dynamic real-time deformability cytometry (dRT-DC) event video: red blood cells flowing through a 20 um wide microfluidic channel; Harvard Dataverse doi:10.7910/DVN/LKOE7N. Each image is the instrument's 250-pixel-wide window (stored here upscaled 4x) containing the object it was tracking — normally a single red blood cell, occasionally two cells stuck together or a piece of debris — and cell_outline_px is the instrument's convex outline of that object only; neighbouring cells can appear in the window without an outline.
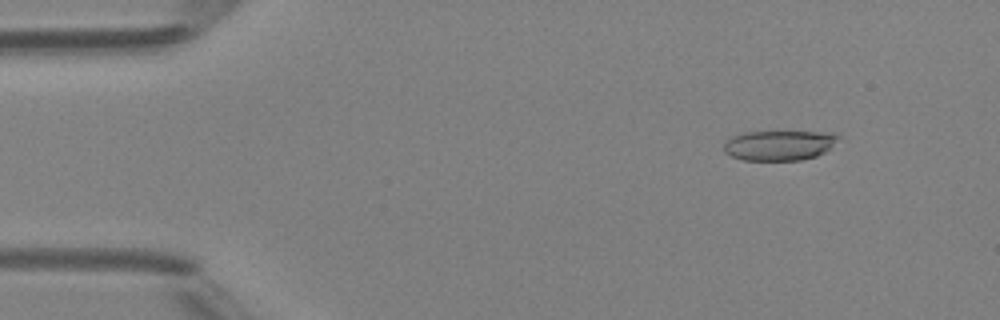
{"species": "Egyptian fruit bat (a non-hibernating species)", "species_latin": "Rousettus aegyptiacus", "temperature_condition": "room temperature", "stored_images_in_passage": 16, "camera_frame_rate_fps": 3000, "um_per_image_px": 0.085, "animal": {"sex": "female"}, "frame": {"image": 1, "passage_image": 6, "time_ms": 1.667, "image_size_px": [1000, 320], "cell_outline_px": [[840, 136], [824, 152], [816, 156], [800, 160], [744, 160], [732, 156], [724, 152], [724, 140], [732, 136], [744, 132], [840, 132]], "centroid_in_image_um": [66.21, 12.34], "position_along_channel_um": 18.8, "area_um2": 20.0}}